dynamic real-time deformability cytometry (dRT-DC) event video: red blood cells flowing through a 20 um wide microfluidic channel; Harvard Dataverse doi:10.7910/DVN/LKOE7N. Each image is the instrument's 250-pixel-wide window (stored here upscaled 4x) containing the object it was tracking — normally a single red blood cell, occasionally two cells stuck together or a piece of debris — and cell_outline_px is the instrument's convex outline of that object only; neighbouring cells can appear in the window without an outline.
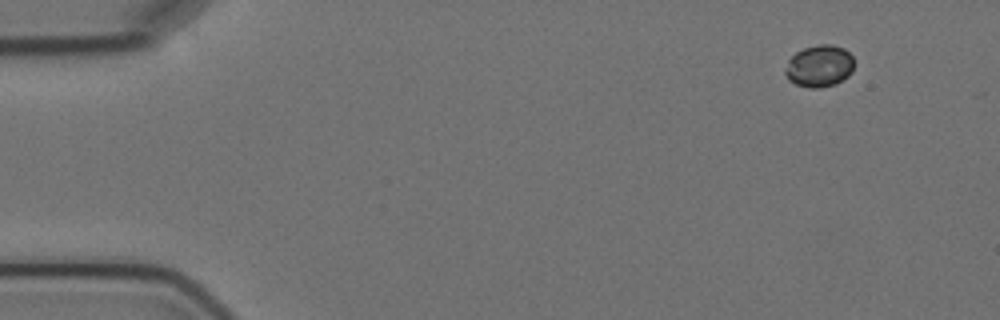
{"species": "Egyptian fruit bat (a non-hibernating species)", "species_latin": "Rousettus aegyptiacus", "temperature_condition": "cold", "stored_images_in_passage": 7, "camera_frame_rate_fps": 3000, "um_per_image_px": 0.085, "animal": {"sex": "female"}, "frame": {"image": 1, "passage_image": 1, "time_ms": 0.0, "image_size_px": [1000, 320], "cell_outline_px": [[852, 72], [848, 76], [836, 84], [820, 88], [808, 88], [796, 84], [788, 80], [784, 72], [784, 68], [788, 60], [796, 52], [804, 48], [816, 44], [832, 44], [844, 48], [852, 56]], "centroid_in_image_um": [69.62, 5.62], "position_along_channel_um": 15.4, "area_um2": 16.99}}
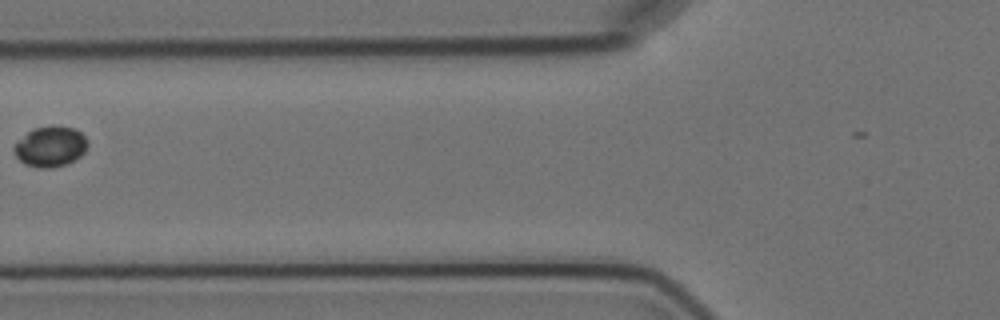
{"frame": {"image": 2, "passage_image": 6, "time_ms": 6.0, "image_size_px": [1000, 320], "cell_outline_px": [[88, 144], [84, 152], [80, 156], [64, 164], [52, 168], [40, 168], [24, 164], [16, 156], [12, 148], [16, 140], [32, 128], [76, 128], [88, 140]], "centroid_in_image_um": [4.24, 12.48], "position_along_channel_um": 121.6, "area_um2": 17.05}}
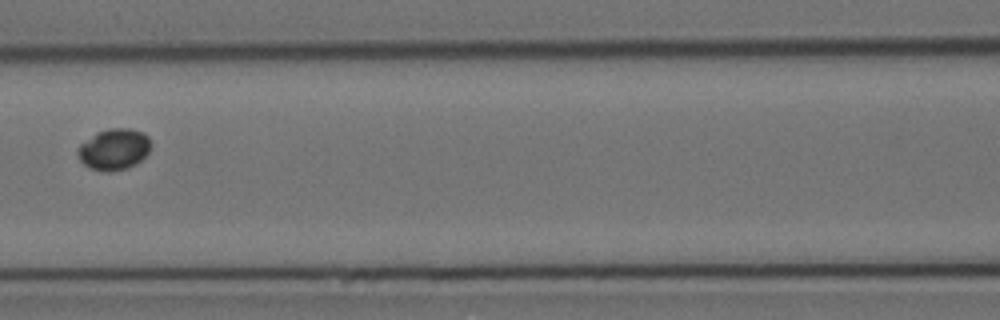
{"frame": {"image": 3, "passage_image": 7, "time_ms": 7.0, "image_size_px": [1000, 320], "cell_outline_px": [[152, 148], [136, 164], [128, 168], [112, 172], [104, 172], [88, 168], [80, 160], [76, 152], [80, 144], [96, 132], [108, 128], [128, 128], [144, 132], [148, 136], [152, 144]], "centroid_in_image_um": [9.69, 12.69], "position_along_channel_um": 156.9, "area_um2": 17.92}}